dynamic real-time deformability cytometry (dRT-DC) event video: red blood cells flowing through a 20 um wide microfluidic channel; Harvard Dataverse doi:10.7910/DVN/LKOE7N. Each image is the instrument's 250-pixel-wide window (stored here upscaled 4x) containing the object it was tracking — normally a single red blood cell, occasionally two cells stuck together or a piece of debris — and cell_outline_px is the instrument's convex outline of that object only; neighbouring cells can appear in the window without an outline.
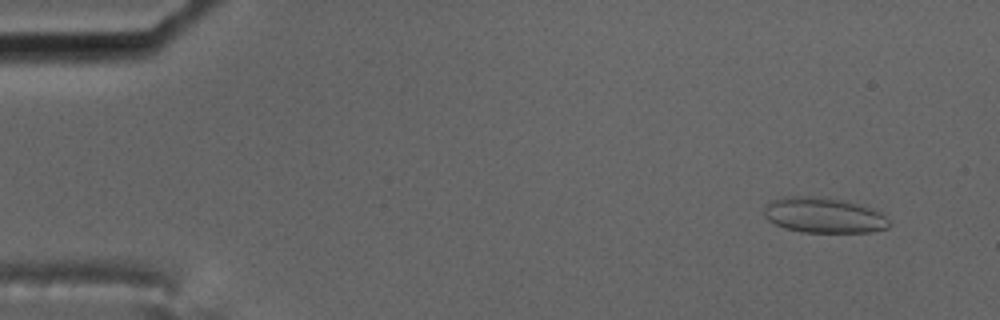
{"species": "common noctule bat (a hibernating species)", "species_latin": "Nyctalus noctula", "temperature_condition": "cold", "stored_images_in_passage": 7, "camera_frame_rate_fps": 3000, "um_per_image_px": 0.085, "animal": {"sex": "male", "body_mass_g": 17.5, "forearm_length_mm": 52.3}, "frame": {"image": 1, "passage_image": 2, "time_ms": 1.333, "image_size_px": [1000, 320], "cell_outline_px": [[892, 224], [888, 228], [868, 232], [804, 232], [784, 228], [768, 220], [764, 216], [764, 204], [768, 200], [784, 196], [808, 196], [844, 200], [860, 204], [872, 208], [880, 212]], "centroid_in_image_um": [69.99, 18.28], "position_along_channel_um": 15.0, "area_um2": 26.01}}